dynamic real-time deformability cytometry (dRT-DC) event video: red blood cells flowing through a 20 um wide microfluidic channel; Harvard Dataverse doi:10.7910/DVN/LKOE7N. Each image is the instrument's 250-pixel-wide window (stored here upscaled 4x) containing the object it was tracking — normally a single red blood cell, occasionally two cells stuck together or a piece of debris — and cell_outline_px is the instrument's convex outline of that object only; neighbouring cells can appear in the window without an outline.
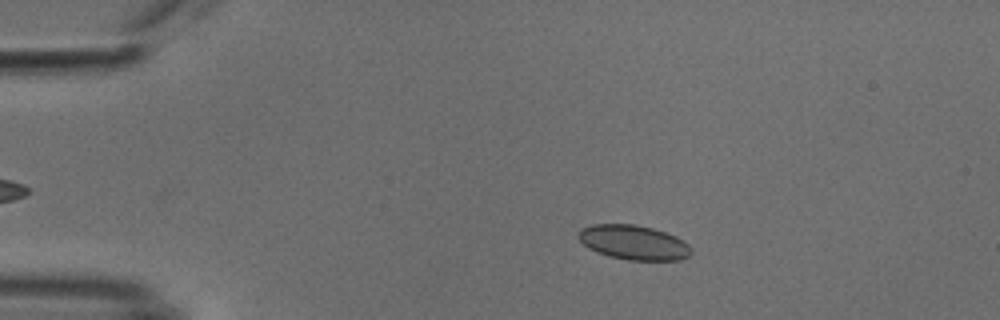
{"species": "common noctule bat (a hibernating species)", "species_latin": "Nyctalus noctula", "temperature_condition": "cold", "stored_images_in_passage": 53, "camera_frame_rate_fps": 3000, "um_per_image_px": 0.085, "animal": {"sex": "male", "body_mass_g": 18.8}, "frame": {"image": 1, "passage_image": 10, "time_ms": 3.0, "image_size_px": [1000, 320], "cell_outline_px": [[692, 252], [688, 256], [680, 260], [628, 260], [608, 256], [596, 252], [588, 248], [576, 236], [580, 228], [592, 224], [636, 224], [652, 228], [676, 236], [684, 240], [692, 248]], "centroid_in_image_um": [53.84, 20.6], "position_along_channel_um": 31.2, "area_um2": 22.95}}
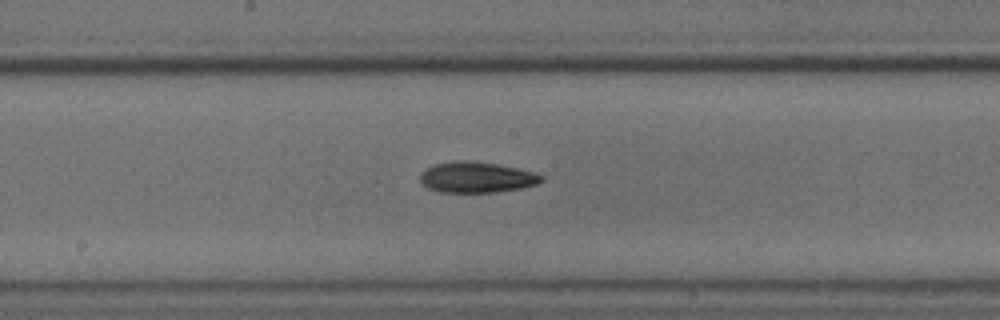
{"frame": {"image": 2, "passage_image": 28, "time_ms": 9.0, "image_size_px": [1000, 320], "cell_outline_px": [[544, 180], [536, 184], [520, 188], [496, 192], [440, 192], [428, 188], [420, 180], [420, 176], [432, 164], [460, 160], [472, 160], [496, 164], [516, 168], [532, 172], [544, 176]], "centroid_in_image_um": [40.51, 15.06], "position_along_channel_um": 207.7, "area_um2": 21.56}}
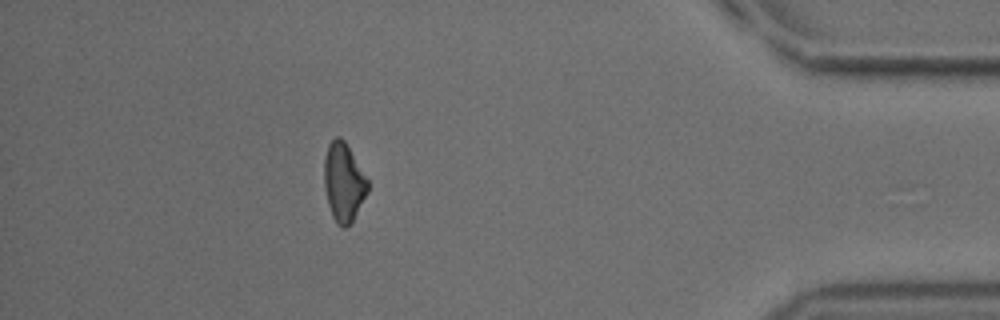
{"frame": {"image": 3, "passage_image": 47, "time_ms": 15.333, "image_size_px": [1000, 320], "cell_outline_px": [[368, 192], [352, 220], [344, 228], [336, 224], [332, 216], [328, 204], [324, 184], [324, 160], [328, 144], [336, 136], [340, 136], [344, 140], [368, 180]], "centroid_in_image_um": [29.19, 15.48], "position_along_channel_um": 406.0, "area_um2": 19.71}}